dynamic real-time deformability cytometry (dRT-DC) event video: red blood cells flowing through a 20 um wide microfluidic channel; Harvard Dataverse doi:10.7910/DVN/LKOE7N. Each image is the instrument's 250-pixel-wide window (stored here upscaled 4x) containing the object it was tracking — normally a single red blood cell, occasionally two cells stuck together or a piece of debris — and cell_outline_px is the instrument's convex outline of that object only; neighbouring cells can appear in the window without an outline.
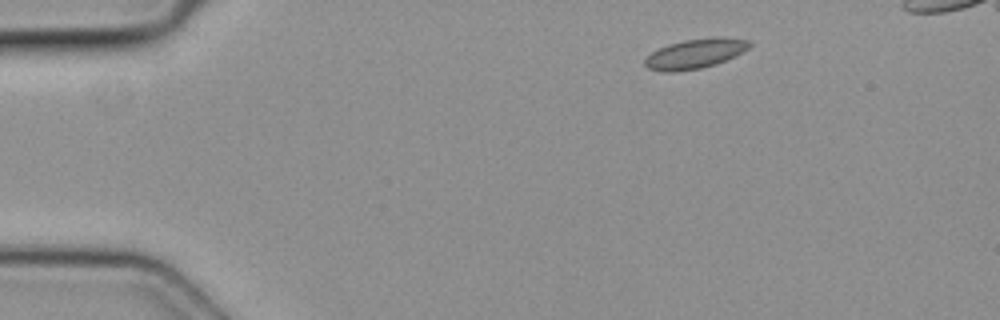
{"species": "common noctule bat (a hibernating species)", "species_latin": "Nyctalus noctula", "temperature_condition": "cold", "stored_images_in_passage": 3, "camera_frame_rate_fps": 3000, "um_per_image_px": 0.085, "animal": {"sex": "female", "body_mass_g": 19.3, "forearm_length_mm": 54.1}, "frame": {"image": 1, "passage_image": 1, "time_ms": 0.0, "image_size_px": [1000, 320], "cell_outline_px": [[752, 44], [748, 48], [716, 64], [700, 68], [676, 72], [660, 72], [648, 68], [644, 64], [644, 60], [652, 52], [668, 44], [684, 40], [752, 40]], "centroid_in_image_um": [58.96, 4.63], "position_along_channel_um": 26.0, "area_um2": 17.05}}